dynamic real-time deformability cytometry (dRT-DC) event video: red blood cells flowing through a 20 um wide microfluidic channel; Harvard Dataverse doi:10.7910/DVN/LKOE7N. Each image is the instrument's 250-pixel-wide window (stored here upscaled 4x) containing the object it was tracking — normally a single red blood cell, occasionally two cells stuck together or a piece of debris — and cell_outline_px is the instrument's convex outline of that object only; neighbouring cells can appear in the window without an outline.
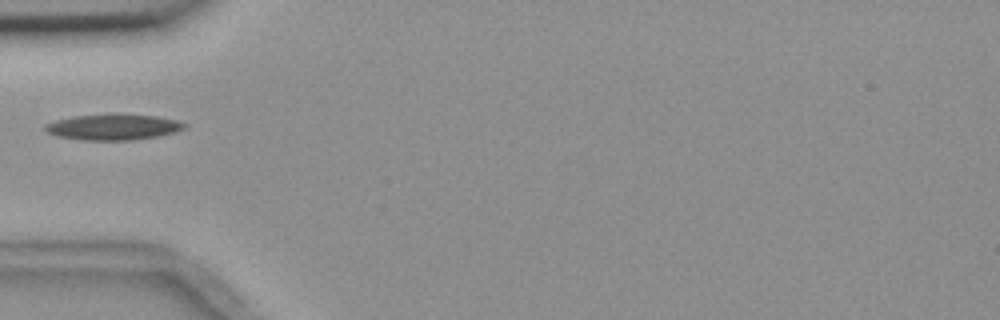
{"species": "common noctule bat (a hibernating species)", "species_latin": "Nyctalus noctula", "temperature_condition": "room temperature", "stored_images_in_passage": 29, "camera_frame_rate_fps": 3000, "um_per_image_px": 0.085, "animal": {"sex": "female", "body_mass_g": 18.4}, "frame": {"image": 1, "passage_image": 1, "time_ms": 0.0, "image_size_px": [1000, 320], "cell_outline_px": [[188, 124], [184, 128], [172, 132], [156, 136], [132, 140], [84, 140], [60, 136], [48, 132], [44, 128], [44, 124], [56, 120], [72, 116], [156, 116], [176, 120]], "centroid_in_image_um": [9.6, 10.82], "position_along_channel_um": 75.4, "area_um2": 19.94}}
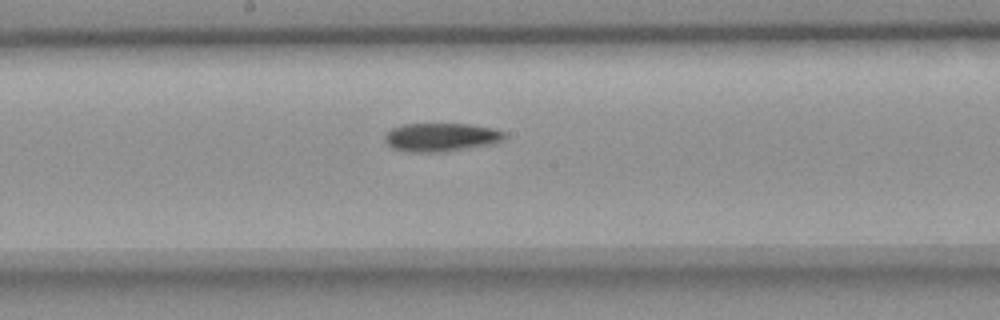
{"frame": {"image": 2, "passage_image": 12, "time_ms": 3.667, "image_size_px": [1000, 320], "cell_outline_px": [[504, 136], [500, 140], [492, 144], [440, 152], [412, 152], [392, 148], [384, 140], [384, 136], [392, 128], [400, 124], [468, 124], [492, 128], [504, 132]], "centroid_in_image_um": [37.43, 11.66], "position_along_channel_um": 210.8, "area_um2": 19.59}}
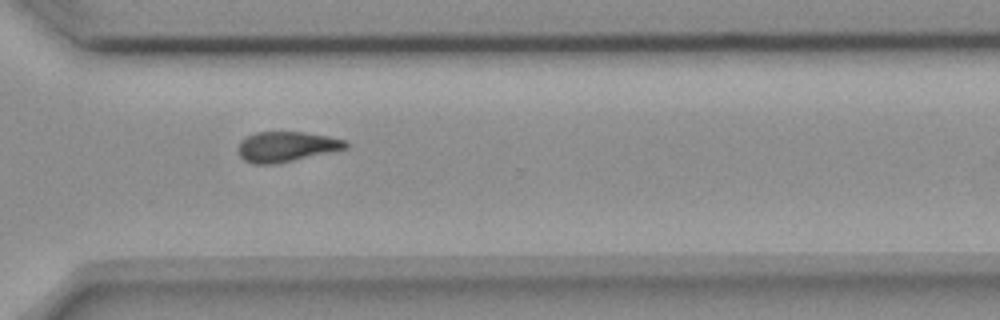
{"frame": {"image": 3, "passage_image": 23, "time_ms": 7.333, "image_size_px": [1000, 320], "cell_outline_px": [[352, 144], [348, 148], [332, 152], [272, 164], [252, 164], [244, 160], [240, 156], [236, 148], [240, 140], [256, 132], [304, 132], [328, 136], [348, 140]], "centroid_in_image_um": [24.37, 12.46], "position_along_channel_um": 346.2, "area_um2": 19.13}}